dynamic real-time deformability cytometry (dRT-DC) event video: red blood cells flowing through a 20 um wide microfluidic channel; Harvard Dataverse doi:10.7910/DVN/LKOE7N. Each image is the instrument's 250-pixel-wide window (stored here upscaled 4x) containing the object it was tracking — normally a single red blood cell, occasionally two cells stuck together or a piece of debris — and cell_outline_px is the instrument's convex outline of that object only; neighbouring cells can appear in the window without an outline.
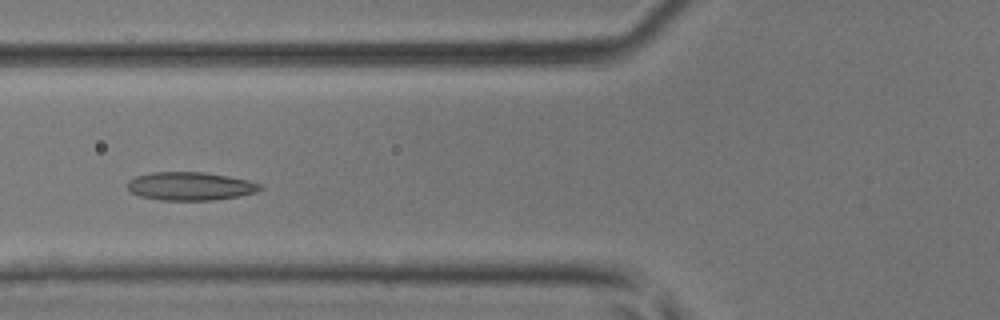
{"species": "common noctule bat (a hibernating species)", "species_latin": "Nyctalus noctula", "temperature_condition": "room temperature", "stored_images_in_passage": 42, "camera_frame_rate_fps": 3000, "um_per_image_px": 0.085, "animal": {"sex": "male", "body_mass_g": 17.9, "forearm_length_mm": 54.2}, "frame": {"image": 1, "passage_image": 14, "time_ms": 4.333, "image_size_px": [1000, 320], "cell_outline_px": [[264, 188], [256, 192], [240, 196], [212, 200], [160, 200], [140, 196], [132, 192], [128, 188], [128, 180], [136, 176], [152, 172], [204, 172], [228, 176], [248, 180], [260, 184]], "centroid_in_image_um": [16.19, 15.82], "position_along_channel_um": 109.6, "area_um2": 21.85}}
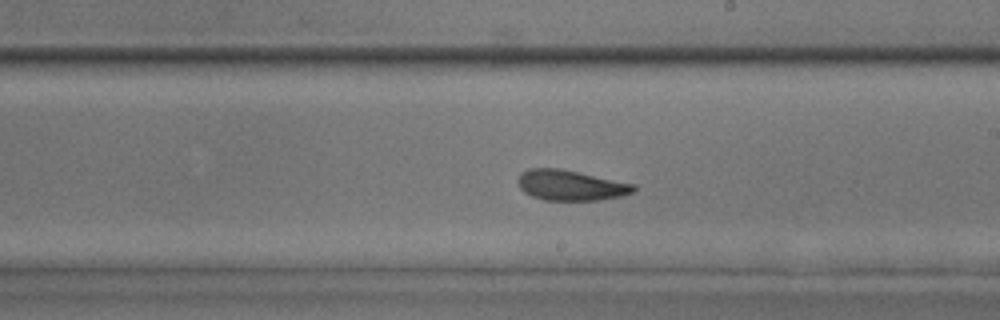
{"frame": {"image": 2, "passage_image": 23, "time_ms": 7.333, "image_size_px": [1000, 320], "cell_outline_px": [[636, 192], [620, 196], [600, 200], [544, 200], [532, 196], [524, 192], [520, 188], [516, 180], [520, 172], [528, 168], [560, 168], [636, 184]], "centroid_in_image_um": [48.49, 15.74], "position_along_channel_um": 240.5, "area_um2": 20.75}}
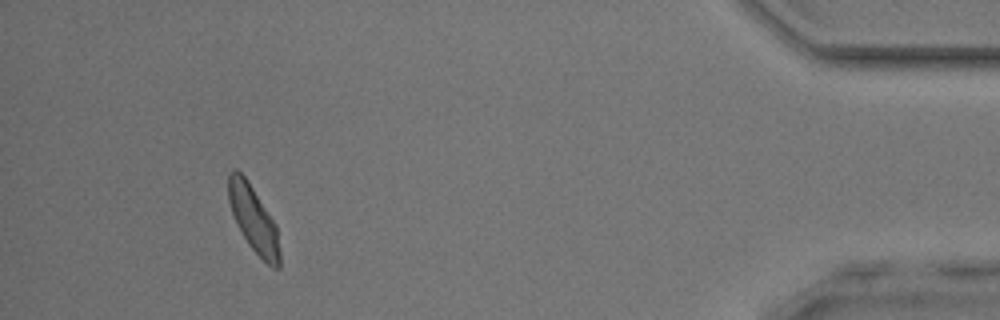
{"frame": {"image": 3, "passage_image": 39, "time_ms": 12.667, "image_size_px": [1000, 320], "cell_outline_px": [[280, 268], [272, 268], [248, 244], [232, 212], [228, 200], [228, 172], [232, 168], [236, 168], [248, 180], [276, 224], [280, 252]], "centroid_in_image_um": [21.55, 18.58], "position_along_channel_um": 413.7, "area_um2": 19.59}}